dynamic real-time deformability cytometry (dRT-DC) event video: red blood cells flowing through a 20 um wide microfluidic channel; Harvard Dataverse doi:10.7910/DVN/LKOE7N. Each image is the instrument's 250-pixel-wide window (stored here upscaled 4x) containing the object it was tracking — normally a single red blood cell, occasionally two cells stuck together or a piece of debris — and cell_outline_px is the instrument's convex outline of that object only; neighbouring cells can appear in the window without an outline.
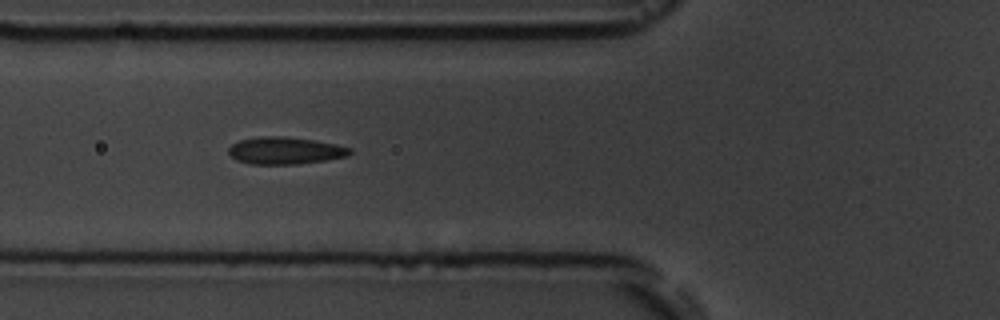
{"species": "common noctule bat (a hibernating species)", "species_latin": "Nyctalus noctula", "temperature_condition": "room temperature", "stored_images_in_passage": 9, "camera_frame_rate_fps": 3000, "um_per_image_px": 0.085, "animal": {"sex": "male", "body_mass_g": 19.5, "forearm_length_mm": 54.6}, "frame": {"image": 1, "passage_image": 6, "time_ms": 5.667, "image_size_px": [1000, 320], "cell_outline_px": [[352, 152], [348, 156], [324, 160], [296, 164], [248, 164], [236, 160], [228, 152], [228, 148], [232, 144], [240, 140], [260, 136], [284, 136], [312, 140], [336, 144], [352, 148]], "centroid_in_image_um": [24.22, 12.8], "position_along_channel_um": 101.6, "area_um2": 19.19}}
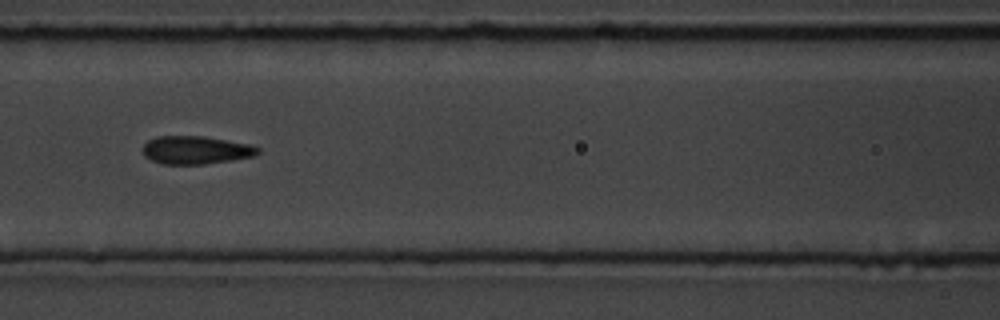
{"frame": {"image": 2, "passage_image": 7, "time_ms": 7.0, "image_size_px": [1000, 320], "cell_outline_px": [[260, 152], [256, 156], [232, 160], [204, 164], [164, 164], [152, 160], [144, 156], [144, 144], [148, 140], [156, 136], [200, 136], [248, 144], [260, 148]], "centroid_in_image_um": [16.65, 12.76], "position_along_channel_um": 149.9, "area_um2": 18.67}}
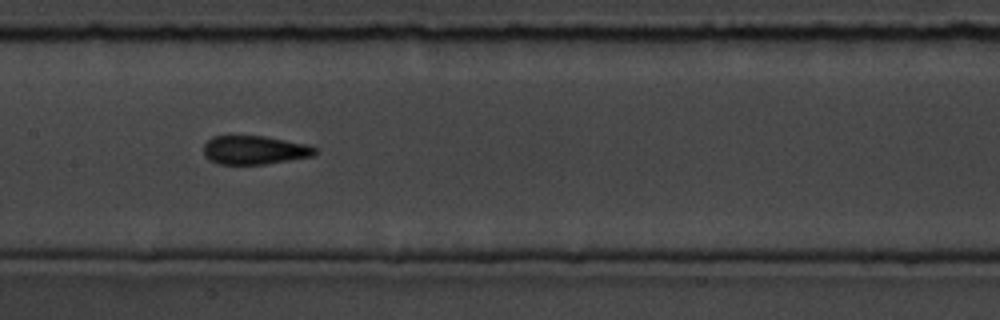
{"frame": {"image": 3, "passage_image": 8, "time_ms": 8.0, "image_size_px": [1000, 320], "cell_outline_px": [[316, 152], [312, 156], [264, 164], [216, 164], [208, 160], [204, 156], [204, 144], [212, 136], [264, 136], [308, 144], [316, 148]], "centroid_in_image_um": [21.59, 12.75], "position_along_channel_um": 185.8, "area_um2": 18.61}}